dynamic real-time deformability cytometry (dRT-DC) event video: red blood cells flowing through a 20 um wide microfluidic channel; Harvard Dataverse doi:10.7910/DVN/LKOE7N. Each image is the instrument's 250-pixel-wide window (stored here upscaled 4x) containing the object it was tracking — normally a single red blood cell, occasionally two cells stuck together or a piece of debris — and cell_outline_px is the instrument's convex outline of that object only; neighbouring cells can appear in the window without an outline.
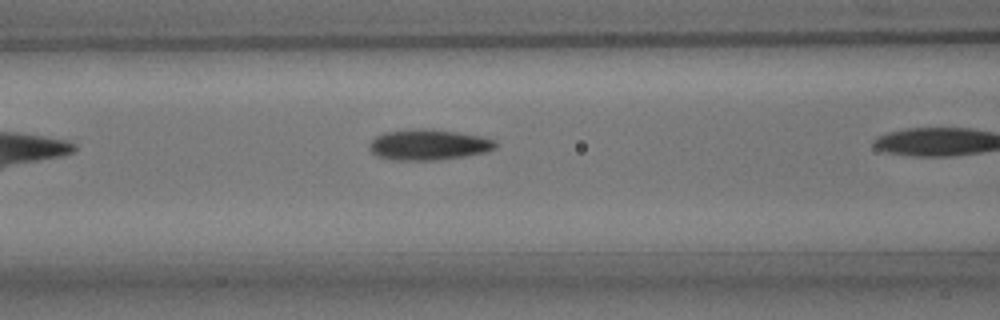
{"species": "common noctule bat (a hibernating species)", "species_latin": "Nyctalus noctula", "temperature_condition": "room temperature", "stored_images_in_passage": 4, "camera_frame_rate_fps": 3000, "um_per_image_px": 0.085, "animal": {"sex": "male", "body_mass_g": 15.6}, "frame": {"image": 1, "passage_image": 3, "time_ms": 0.667, "image_size_px": [1000, 320], "cell_outline_px": [[496, 148], [488, 152], [464, 156], [436, 160], [396, 160], [376, 156], [368, 148], [368, 144], [376, 136], [384, 132], [416, 128], [432, 128], [480, 136], [496, 140]], "centroid_in_image_um": [36.42, 12.29], "position_along_channel_um": 130.2, "area_um2": 22.77}}